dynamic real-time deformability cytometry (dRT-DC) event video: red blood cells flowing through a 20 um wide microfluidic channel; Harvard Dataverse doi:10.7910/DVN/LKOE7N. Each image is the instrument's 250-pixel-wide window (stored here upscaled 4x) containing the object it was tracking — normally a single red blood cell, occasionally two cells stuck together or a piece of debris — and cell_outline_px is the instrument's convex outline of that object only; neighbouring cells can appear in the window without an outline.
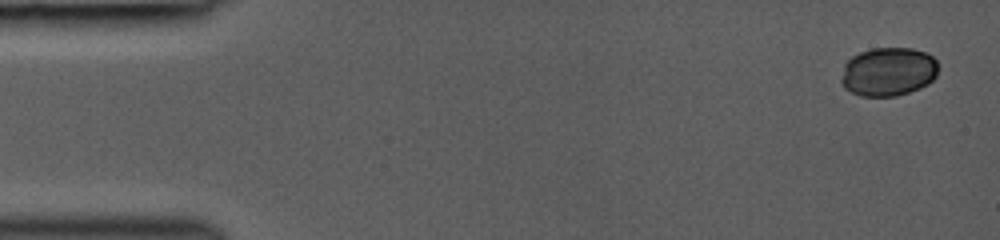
{"species": "common noctule bat (a hibernating species)", "species_latin": "Nyctalus noctula", "temperature_condition": "room temperature", "stored_images_in_passage": 6, "camera_frame_rate_fps": 3000, "um_per_image_px": 0.085, "animal": {"sex": "female", "body_mass_g": 19.0, "forearm_length_mm": 53.3}, "frame": {"image": 1, "passage_image": 1, "time_ms": 0.0, "image_size_px": [1000, 240], "cell_outline_px": [[936, 76], [928, 84], [920, 88], [896, 96], [860, 96], [844, 88], [840, 80], [844, 64], [852, 56], [860, 52], [872, 48], [912, 48], [924, 52], [932, 56], [936, 60]], "centroid_in_image_um": [75.47, 6.09], "position_along_channel_um": 9.5, "area_um2": 27.57}}
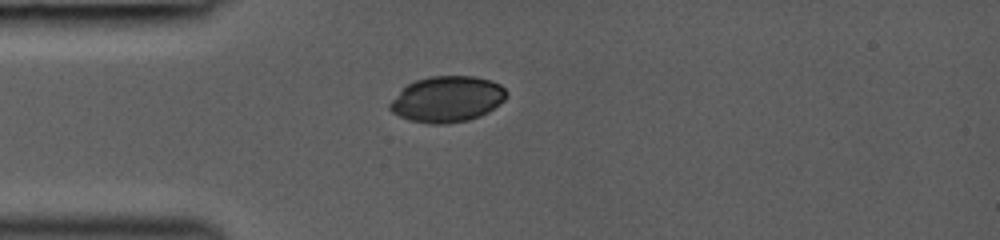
{"frame": {"image": 2, "passage_image": 5, "time_ms": 3.667, "image_size_px": [1000, 240], "cell_outline_px": [[508, 96], [500, 104], [488, 112], [480, 116], [468, 120], [444, 124], [432, 124], [408, 120], [392, 112], [388, 108], [388, 104], [408, 84], [416, 80], [428, 76], [476, 76], [492, 80], [500, 84], [508, 92]], "centroid_in_image_um": [38.04, 8.42], "position_along_channel_um": 47.0, "area_um2": 31.33}}